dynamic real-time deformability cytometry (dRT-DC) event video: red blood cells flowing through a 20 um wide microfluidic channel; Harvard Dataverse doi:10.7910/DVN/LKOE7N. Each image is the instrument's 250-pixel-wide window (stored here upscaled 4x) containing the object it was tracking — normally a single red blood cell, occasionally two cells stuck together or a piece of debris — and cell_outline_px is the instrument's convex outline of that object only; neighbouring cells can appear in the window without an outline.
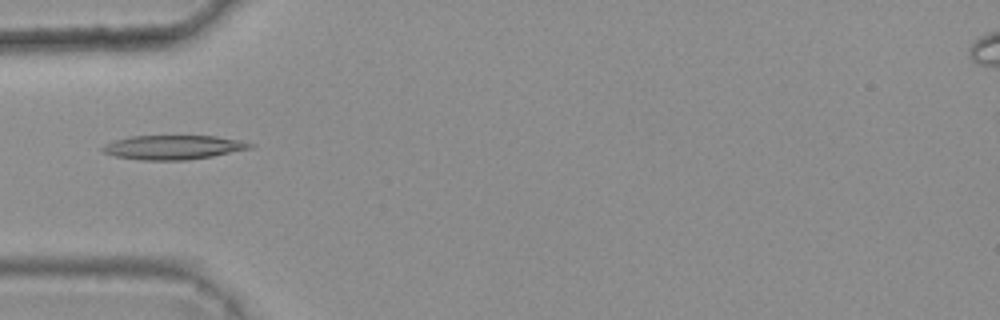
{"species": "common noctule bat (a hibernating species)", "species_latin": "Nyctalus noctula", "temperature_condition": "warm", "stored_images_in_passage": 7, "camera_frame_rate_fps": 3000, "um_per_image_px": 0.085, "animal": {"sex": "female", "body_mass_g": 25.1}, "frame": {"image": 1, "passage_image": 4, "time_ms": 1.0, "image_size_px": [1000, 320], "cell_outline_px": [[256, 144], [252, 148], [212, 156], [184, 160], [140, 160], [116, 156], [104, 152], [100, 148], [104, 144], [116, 140], [132, 136], [216, 136], [240, 140]], "centroid_in_image_um": [14.74, 12.52], "position_along_channel_um": 70.3, "area_um2": 20.69}}
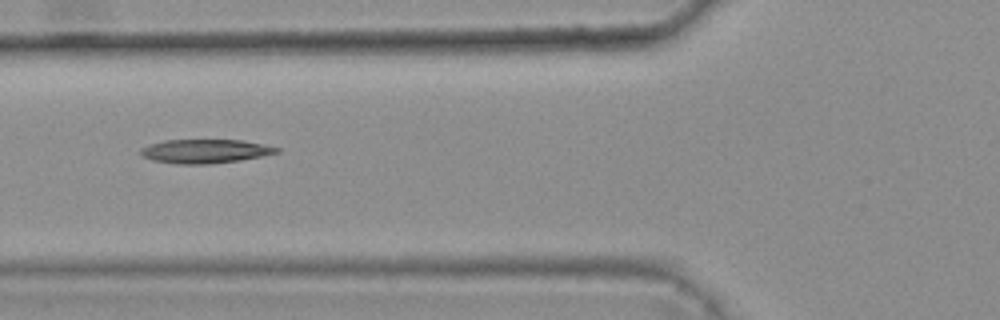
{"frame": {"image": 2, "passage_image": 5, "time_ms": 1.333, "image_size_px": [1000, 320], "cell_outline_px": [[280, 152], [240, 160], [208, 164], [176, 164], [152, 160], [144, 156], [140, 152], [140, 148], [164, 140], [244, 140], [280, 148]], "centroid_in_image_um": [17.44, 12.85], "position_along_channel_um": 108.4, "area_um2": 18.79}}
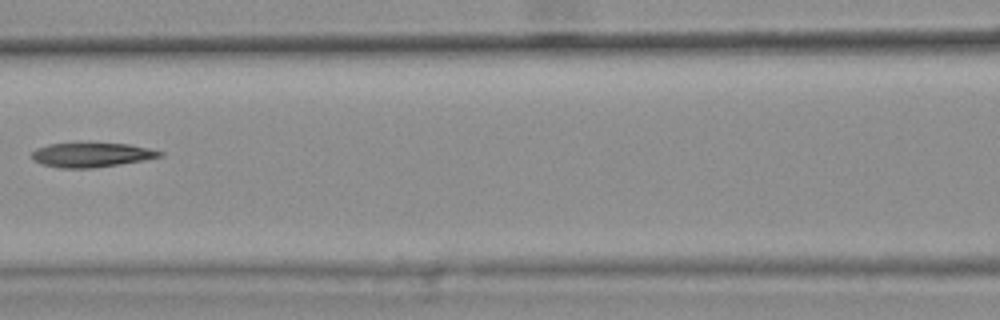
{"frame": {"image": 3, "passage_image": 6, "time_ms": 1.667, "image_size_px": [1000, 320], "cell_outline_px": [[164, 156], [144, 160], [120, 164], [92, 168], [60, 168], [44, 164], [32, 160], [32, 152], [36, 148], [48, 144], [128, 144], [148, 148], [164, 152]], "centroid_in_image_um": [7.79, 13.17], "position_along_channel_um": 158.8, "area_um2": 17.92}}